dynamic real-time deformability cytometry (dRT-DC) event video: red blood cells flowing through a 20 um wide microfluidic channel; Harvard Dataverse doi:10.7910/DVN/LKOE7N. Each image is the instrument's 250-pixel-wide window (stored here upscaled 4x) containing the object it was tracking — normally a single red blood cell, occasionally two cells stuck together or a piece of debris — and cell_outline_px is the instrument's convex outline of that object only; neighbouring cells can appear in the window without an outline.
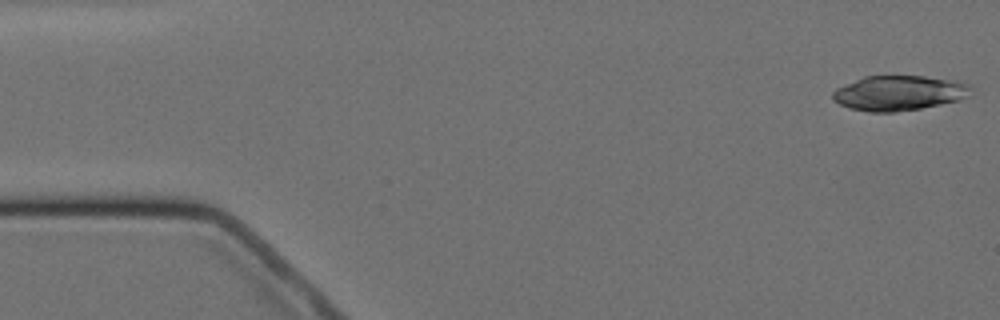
{"species": "Egyptian fruit bat (a non-hibernating species)", "species_latin": "Rousettus aegyptiacus", "temperature_condition": "cold", "stored_images_in_passage": 5, "camera_frame_rate_fps": 3000, "um_per_image_px": 0.085, "animal": {"sex": "female"}, "frame": {"image": 1, "passage_image": 1, "time_ms": 0.0, "image_size_px": [1000, 320], "cell_outline_px": [[972, 88], [968, 96], [960, 100], [920, 108], [896, 112], [868, 112], [848, 108], [832, 100], [832, 92], [836, 88], [864, 76], [924, 76], [956, 80], [972, 84]], "centroid_in_image_um": [76.42, 7.9], "position_along_channel_um": 8.6, "area_um2": 28.38}}
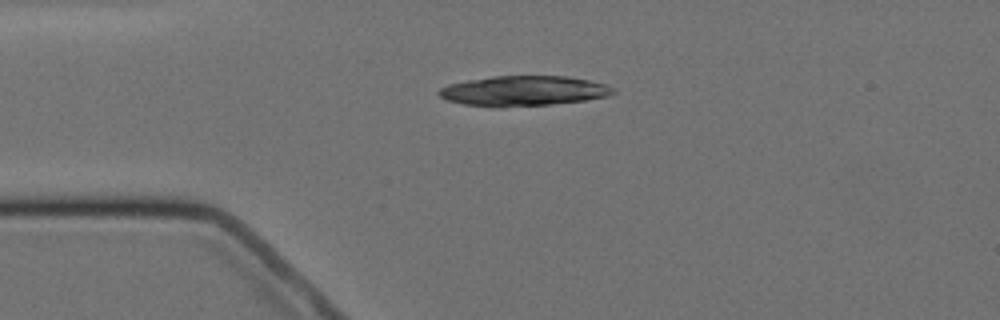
{"frame": {"image": 2, "passage_image": 4, "time_ms": 3.667, "image_size_px": [1000, 320], "cell_outline_px": [[616, 92], [608, 96], [584, 100], [552, 104], [500, 108], [464, 104], [444, 100], [436, 92], [440, 88], [448, 84], [468, 80], [492, 76], [564, 76], [588, 80], [604, 84], [616, 88]], "centroid_in_image_um": [44.46, 7.73], "position_along_channel_um": 40.5, "area_um2": 30.75}}